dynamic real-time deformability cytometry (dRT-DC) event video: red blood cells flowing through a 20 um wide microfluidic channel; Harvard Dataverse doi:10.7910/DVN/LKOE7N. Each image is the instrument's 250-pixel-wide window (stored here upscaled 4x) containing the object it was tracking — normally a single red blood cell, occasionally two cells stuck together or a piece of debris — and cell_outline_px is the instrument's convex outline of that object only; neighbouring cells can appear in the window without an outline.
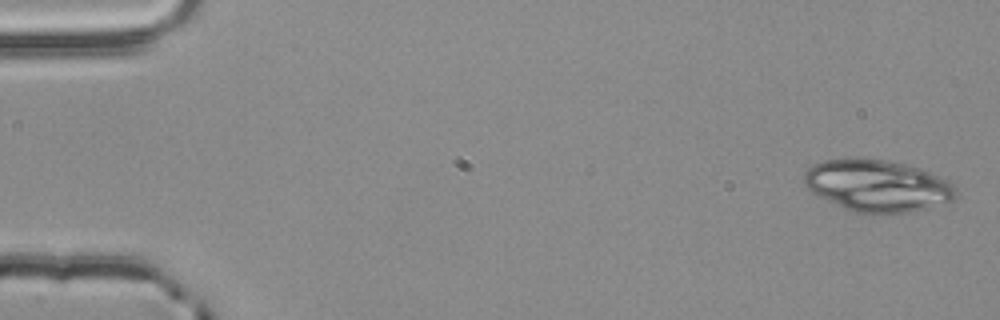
{"species": "common noctule bat (a hibernating species)", "species_latin": "Nyctalus noctula", "temperature_condition": "room temperature", "stored_images_in_passage": 5, "camera_frame_rate_fps": 3000, "um_per_image_px": 0.085, "animal": {"sex": "male", "body_mass_g": 20.4}, "frame": {"image": 1, "passage_image": 1, "time_ms": 0.0, "image_size_px": [1000, 320], "cell_outline_px": [[960, 192], [952, 200], [924, 208], [908, 212], [856, 212], [844, 208], [812, 192], [804, 184], [804, 172], [812, 164], [824, 160], [852, 156], [860, 156], [884, 160], [904, 164], [928, 172], [952, 184]], "centroid_in_image_um": [74.51, 15.74], "position_along_channel_um": 10.5, "area_um2": 45.43}}